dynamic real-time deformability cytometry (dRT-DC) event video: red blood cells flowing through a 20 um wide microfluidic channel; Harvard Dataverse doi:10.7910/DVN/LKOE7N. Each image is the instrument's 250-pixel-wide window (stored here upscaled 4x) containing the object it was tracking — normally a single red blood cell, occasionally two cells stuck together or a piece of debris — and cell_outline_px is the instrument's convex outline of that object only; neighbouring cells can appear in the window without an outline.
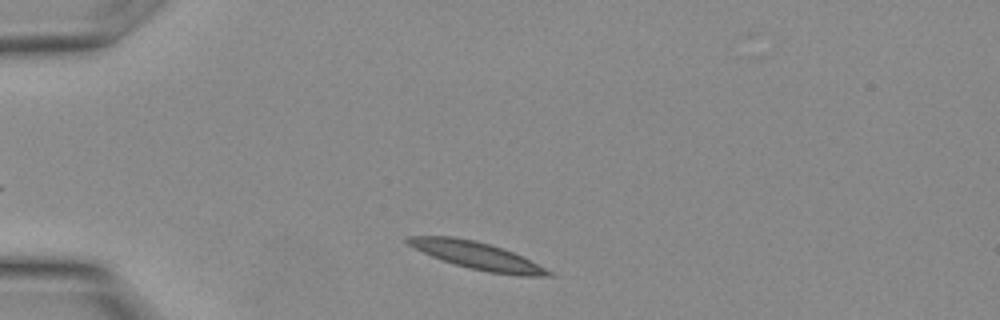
{"species": "Egyptian fruit bat (a non-hibernating species)", "species_latin": "Rousettus aegyptiacus", "temperature_condition": "warm", "stored_images_in_passage": 21, "camera_frame_rate_fps": 3000, "um_per_image_px": 0.085, "animal": {"sex": "female"}, "frame": {"image": 1, "passage_image": 1, "time_ms": 0.0, "image_size_px": [1000, 320], "cell_outline_px": [[556, 276], [524, 276], [488, 272], [456, 264], [432, 256], [408, 244], [404, 240], [408, 236], [448, 236], [472, 240], [488, 244], [512, 252], [552, 272]], "centroid_in_image_um": [40.53, 21.73], "position_along_channel_um": 44.5, "area_um2": 21.5}}
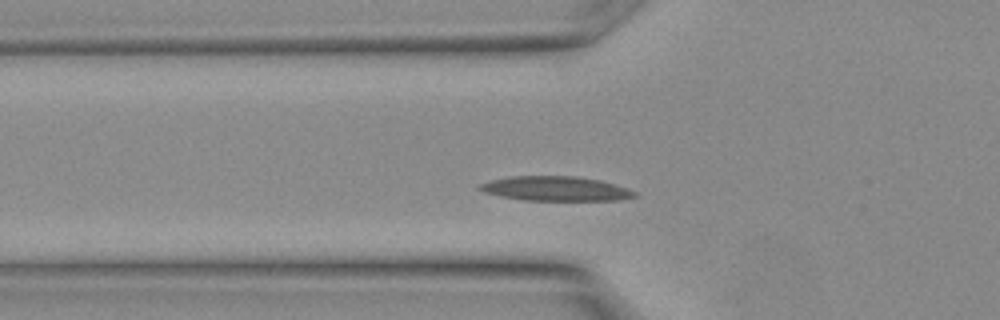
{"frame": {"image": 2, "passage_image": 4, "time_ms": 1.0, "image_size_px": [1000, 320], "cell_outline_px": [[636, 196], [620, 200], [524, 200], [500, 196], [484, 192], [476, 188], [480, 184], [492, 180], [512, 176], [576, 176], [600, 180], [636, 192]], "centroid_in_image_um": [47.19, 16.03], "position_along_channel_um": 78.6, "area_um2": 21.85}}
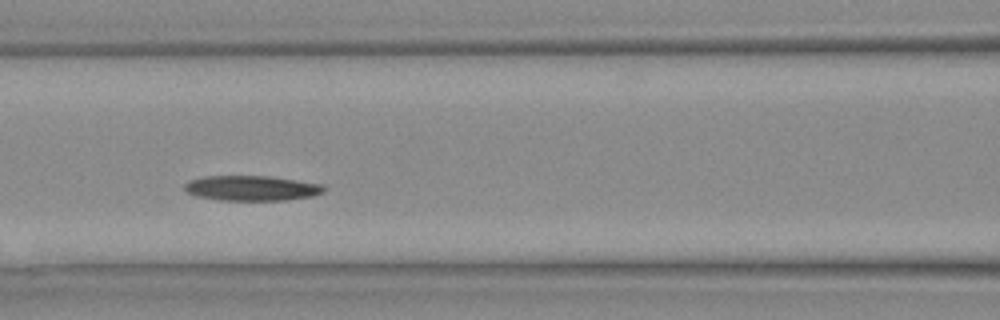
{"frame": {"image": 3, "passage_image": 7, "time_ms": 2.0, "image_size_px": [1000, 320], "cell_outline_px": [[324, 192], [312, 196], [288, 200], [220, 200], [196, 196], [188, 192], [184, 188], [184, 184], [188, 180], [204, 176], [272, 176], [320, 184], [324, 188]], "centroid_in_image_um": [21.36, 15.99], "position_along_channel_um": 145.2, "area_um2": 20.35}}